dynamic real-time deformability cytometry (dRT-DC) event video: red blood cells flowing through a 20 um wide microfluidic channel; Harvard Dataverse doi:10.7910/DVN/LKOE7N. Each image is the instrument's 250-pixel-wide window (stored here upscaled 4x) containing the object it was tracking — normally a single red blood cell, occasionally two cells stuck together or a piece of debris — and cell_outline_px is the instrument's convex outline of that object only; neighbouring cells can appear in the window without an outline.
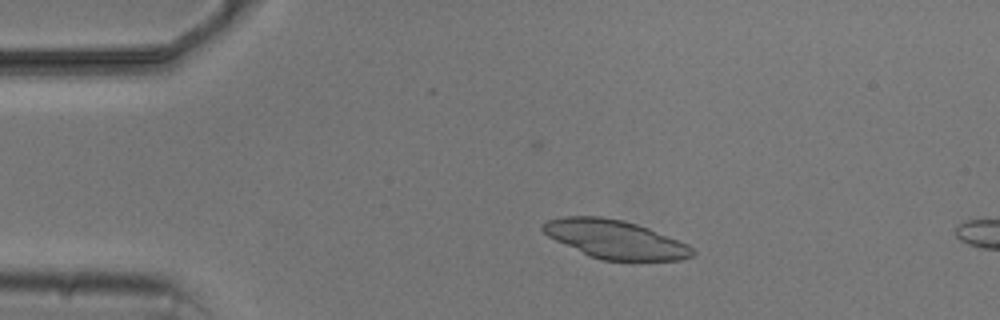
{"species": "common noctule bat (a hibernating species)", "species_latin": "Nyctalus noctula", "temperature_condition": "cold", "stored_images_in_passage": 5, "camera_frame_rate_fps": 3000, "um_per_image_px": 0.085, "animal": {"sex": "male", "body_mass_g": 20.5, "forearm_length_mm": 52.5}, "frame": {"image": 1, "passage_image": 3, "time_ms": 2.333, "image_size_px": [1000, 320], "cell_outline_px": [[696, 252], [692, 256], [680, 260], [600, 260], [588, 256], [548, 236], [540, 228], [548, 220], [564, 216], [600, 216], [624, 220], [648, 228], [688, 244]], "centroid_in_image_um": [52.28, 20.34], "position_along_channel_um": 32.7, "area_um2": 33.35}}